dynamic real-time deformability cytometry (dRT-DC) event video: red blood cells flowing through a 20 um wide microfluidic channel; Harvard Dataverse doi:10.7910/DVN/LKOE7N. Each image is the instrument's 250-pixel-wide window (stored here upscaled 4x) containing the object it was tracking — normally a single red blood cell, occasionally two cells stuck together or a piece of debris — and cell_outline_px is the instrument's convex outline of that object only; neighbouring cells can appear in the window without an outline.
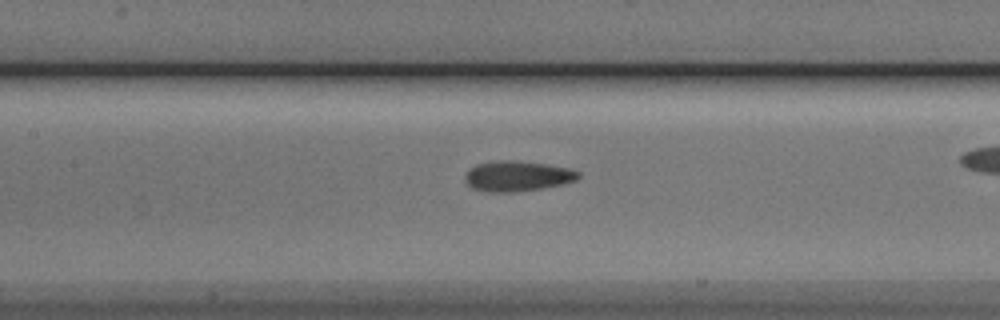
{"species": "Egyptian fruit bat (a non-hibernating species)", "species_latin": "Rousettus aegyptiacus", "temperature_condition": "cold", "stored_images_in_passage": 34, "camera_frame_rate_fps": 3000, "um_per_image_px": 0.085, "animal": {"sex": "male"}, "frame": {"image": 1, "passage_image": 16, "time_ms": 5.0, "image_size_px": [1000, 320], "cell_outline_px": [[580, 176], [576, 180], [564, 184], [540, 188], [512, 192], [488, 192], [472, 188], [464, 180], [464, 176], [468, 168], [476, 164], [496, 160], [512, 160], [544, 164], [568, 168], [580, 172]], "centroid_in_image_um": [43.93, 14.96], "position_along_channel_um": 163.5, "area_um2": 20.06}}
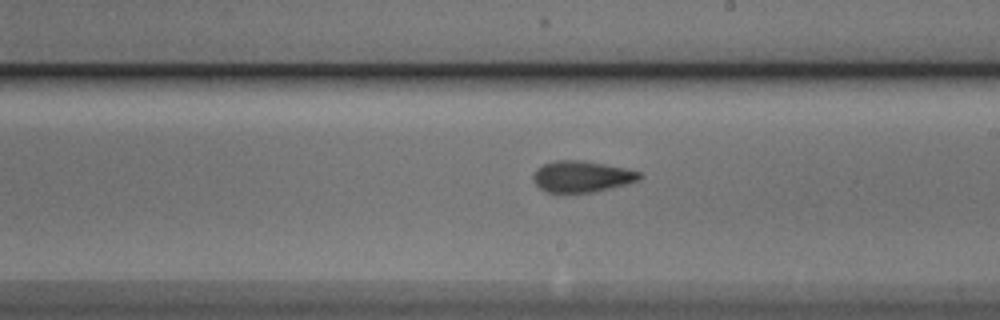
{"frame": {"image": 2, "passage_image": 22, "time_ms": 7.0, "image_size_px": [1000, 320], "cell_outline_px": [[644, 176], [640, 180], [612, 188], [592, 192], [544, 192], [536, 184], [532, 176], [536, 168], [544, 164], [556, 160], [584, 160], [628, 168], [640, 172]], "centroid_in_image_um": [49.49, 14.99], "position_along_channel_um": 239.5, "area_um2": 19.59}}
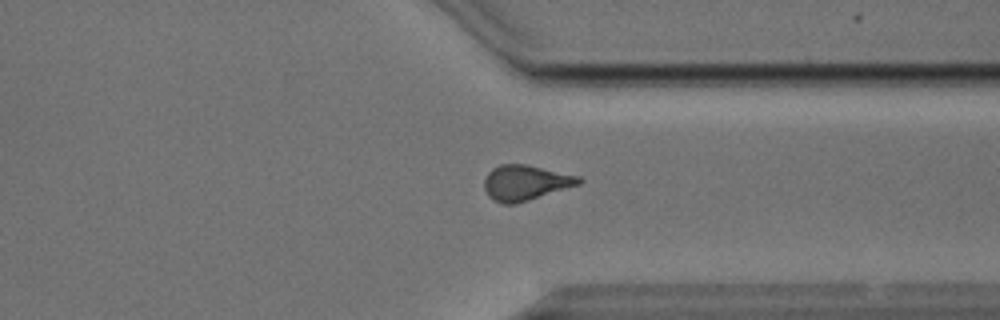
{"frame": {"image": 3, "passage_image": 32, "time_ms": 10.333, "image_size_px": [1000, 320], "cell_outline_px": [[584, 180], [580, 184], [516, 204], [504, 204], [492, 200], [488, 196], [484, 188], [484, 180], [488, 172], [492, 168], [500, 164], [524, 164], [580, 176]], "centroid_in_image_um": [44.65, 15.53], "position_along_channel_um": 366.8, "area_um2": 19.48}}